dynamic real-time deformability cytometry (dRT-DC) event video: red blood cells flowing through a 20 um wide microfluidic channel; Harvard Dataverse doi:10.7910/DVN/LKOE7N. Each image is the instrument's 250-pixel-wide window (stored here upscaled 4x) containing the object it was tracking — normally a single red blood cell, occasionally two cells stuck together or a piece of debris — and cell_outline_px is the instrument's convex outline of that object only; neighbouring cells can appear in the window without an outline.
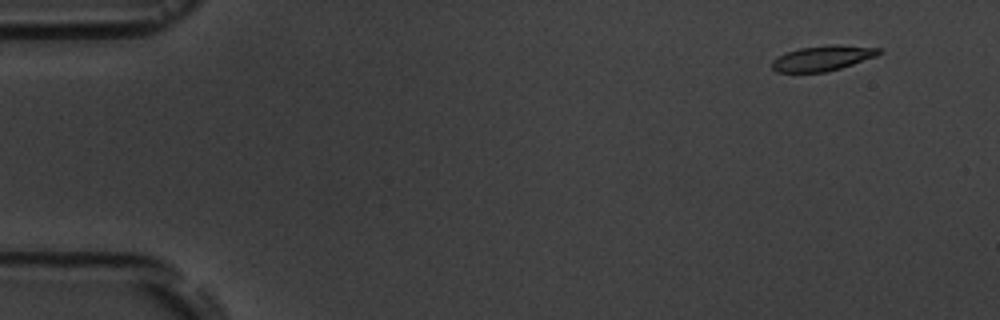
{"species": "common noctule bat (a hibernating species)", "species_latin": "Nyctalus noctula", "temperature_condition": "room temperature", "stored_images_in_passage": 5, "camera_frame_rate_fps": 3000, "um_per_image_px": 0.085, "animal": {"sex": "male", "body_mass_g": 19.5, "forearm_length_mm": 54.6}, "frame": {"image": 1, "passage_image": 1, "time_ms": 0.0, "image_size_px": [1000, 320], "cell_outline_px": [[884, 52], [876, 56], [840, 68], [824, 72], [776, 72], [772, 68], [772, 60], [788, 52], [800, 48], [828, 44], [840, 44], [884, 48]], "centroid_in_image_um": [69.99, 4.92], "position_along_channel_um": 15.0, "area_um2": 15.78}}
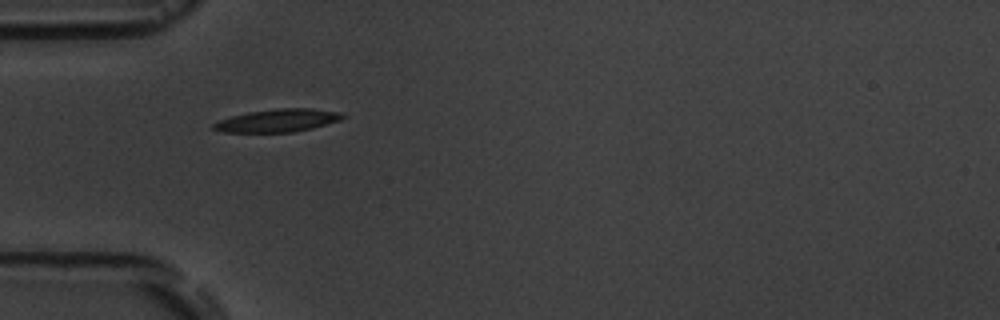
{"frame": {"image": 2, "passage_image": 4, "time_ms": 4.333, "image_size_px": [1000, 320], "cell_outline_px": [[348, 116], [340, 120], [312, 128], [292, 132], [224, 132], [212, 128], [212, 124], [220, 120], [232, 116], [248, 112], [280, 108], [312, 108], [344, 112]], "centroid_in_image_um": [23.68, 10.23], "position_along_channel_um": 61.3, "area_um2": 17.22}}
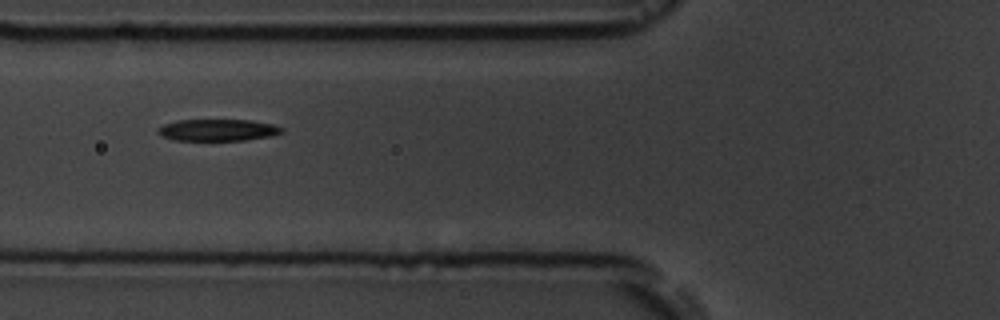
{"frame": {"image": 3, "passage_image": 5, "time_ms": 5.667, "image_size_px": [1000, 320], "cell_outline_px": [[284, 132], [272, 136], [248, 140], [176, 140], [164, 136], [156, 132], [156, 128], [164, 124], [176, 120], [252, 120], [272, 124], [284, 128]], "centroid_in_image_um": [18.54, 11.05], "position_along_channel_um": 107.3, "area_um2": 15.78}}